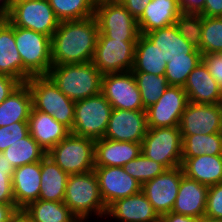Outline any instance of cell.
Returning <instances> with one entry per match:
<instances>
[{
    "label": "cell",
    "mask_w": 222,
    "mask_h": 222,
    "mask_svg": "<svg viewBox=\"0 0 222 222\" xmlns=\"http://www.w3.org/2000/svg\"><path fill=\"white\" fill-rule=\"evenodd\" d=\"M95 17L60 21L51 37L53 66L86 63L93 60L98 38Z\"/></svg>",
    "instance_id": "6da1fadb"
},
{
    "label": "cell",
    "mask_w": 222,
    "mask_h": 222,
    "mask_svg": "<svg viewBox=\"0 0 222 222\" xmlns=\"http://www.w3.org/2000/svg\"><path fill=\"white\" fill-rule=\"evenodd\" d=\"M48 76L74 102L101 93L102 77L93 62L52 66Z\"/></svg>",
    "instance_id": "7a4b0ae2"
},
{
    "label": "cell",
    "mask_w": 222,
    "mask_h": 222,
    "mask_svg": "<svg viewBox=\"0 0 222 222\" xmlns=\"http://www.w3.org/2000/svg\"><path fill=\"white\" fill-rule=\"evenodd\" d=\"M63 202L77 218L95 216L97 222L107 210L94 170L68 176Z\"/></svg>",
    "instance_id": "3957f363"
},
{
    "label": "cell",
    "mask_w": 222,
    "mask_h": 222,
    "mask_svg": "<svg viewBox=\"0 0 222 222\" xmlns=\"http://www.w3.org/2000/svg\"><path fill=\"white\" fill-rule=\"evenodd\" d=\"M14 37L22 60V83L32 76L48 75L52 65L51 37L14 26Z\"/></svg>",
    "instance_id": "277c9868"
},
{
    "label": "cell",
    "mask_w": 222,
    "mask_h": 222,
    "mask_svg": "<svg viewBox=\"0 0 222 222\" xmlns=\"http://www.w3.org/2000/svg\"><path fill=\"white\" fill-rule=\"evenodd\" d=\"M26 83L32 94L33 107L51 115L71 131L76 102L64 95L48 75L32 76Z\"/></svg>",
    "instance_id": "5b68a950"
},
{
    "label": "cell",
    "mask_w": 222,
    "mask_h": 222,
    "mask_svg": "<svg viewBox=\"0 0 222 222\" xmlns=\"http://www.w3.org/2000/svg\"><path fill=\"white\" fill-rule=\"evenodd\" d=\"M95 141L70 133L54 146L49 156L68 175L86 173L95 168Z\"/></svg>",
    "instance_id": "8992f818"
},
{
    "label": "cell",
    "mask_w": 222,
    "mask_h": 222,
    "mask_svg": "<svg viewBox=\"0 0 222 222\" xmlns=\"http://www.w3.org/2000/svg\"><path fill=\"white\" fill-rule=\"evenodd\" d=\"M94 17L101 34L121 41H137V20L118 0H96Z\"/></svg>",
    "instance_id": "52a82bcc"
},
{
    "label": "cell",
    "mask_w": 222,
    "mask_h": 222,
    "mask_svg": "<svg viewBox=\"0 0 222 222\" xmlns=\"http://www.w3.org/2000/svg\"><path fill=\"white\" fill-rule=\"evenodd\" d=\"M111 111L112 106L102 93L77 101L71 133L94 141L103 138Z\"/></svg>",
    "instance_id": "ba28073f"
},
{
    "label": "cell",
    "mask_w": 222,
    "mask_h": 222,
    "mask_svg": "<svg viewBox=\"0 0 222 222\" xmlns=\"http://www.w3.org/2000/svg\"><path fill=\"white\" fill-rule=\"evenodd\" d=\"M141 153L166 169L182 165V137L178 126L148 128L141 143Z\"/></svg>",
    "instance_id": "9c48e42d"
},
{
    "label": "cell",
    "mask_w": 222,
    "mask_h": 222,
    "mask_svg": "<svg viewBox=\"0 0 222 222\" xmlns=\"http://www.w3.org/2000/svg\"><path fill=\"white\" fill-rule=\"evenodd\" d=\"M13 26L30 29L52 37L60 20L56 17L48 0H12L6 18Z\"/></svg>",
    "instance_id": "30bf717a"
},
{
    "label": "cell",
    "mask_w": 222,
    "mask_h": 222,
    "mask_svg": "<svg viewBox=\"0 0 222 222\" xmlns=\"http://www.w3.org/2000/svg\"><path fill=\"white\" fill-rule=\"evenodd\" d=\"M137 41H121L98 33L93 64L102 74L129 72L133 68Z\"/></svg>",
    "instance_id": "8fae6325"
},
{
    "label": "cell",
    "mask_w": 222,
    "mask_h": 222,
    "mask_svg": "<svg viewBox=\"0 0 222 222\" xmlns=\"http://www.w3.org/2000/svg\"><path fill=\"white\" fill-rule=\"evenodd\" d=\"M101 93L112 109L146 111L132 71L103 74Z\"/></svg>",
    "instance_id": "7c38bea8"
},
{
    "label": "cell",
    "mask_w": 222,
    "mask_h": 222,
    "mask_svg": "<svg viewBox=\"0 0 222 222\" xmlns=\"http://www.w3.org/2000/svg\"><path fill=\"white\" fill-rule=\"evenodd\" d=\"M183 176V169L178 166L166 169L154 179L142 184L141 192L147 197L160 217L172 211Z\"/></svg>",
    "instance_id": "4fadbf2b"
},
{
    "label": "cell",
    "mask_w": 222,
    "mask_h": 222,
    "mask_svg": "<svg viewBox=\"0 0 222 222\" xmlns=\"http://www.w3.org/2000/svg\"><path fill=\"white\" fill-rule=\"evenodd\" d=\"M188 102L183 87L169 86L157 102L146 109L148 128L179 126Z\"/></svg>",
    "instance_id": "5bb4252c"
},
{
    "label": "cell",
    "mask_w": 222,
    "mask_h": 222,
    "mask_svg": "<svg viewBox=\"0 0 222 222\" xmlns=\"http://www.w3.org/2000/svg\"><path fill=\"white\" fill-rule=\"evenodd\" d=\"M181 135L222 133V105L188 102L179 122Z\"/></svg>",
    "instance_id": "9a60e30c"
},
{
    "label": "cell",
    "mask_w": 222,
    "mask_h": 222,
    "mask_svg": "<svg viewBox=\"0 0 222 222\" xmlns=\"http://www.w3.org/2000/svg\"><path fill=\"white\" fill-rule=\"evenodd\" d=\"M94 172L106 208L118 199L141 192L142 184L127 174L123 167H95Z\"/></svg>",
    "instance_id": "2e32d148"
},
{
    "label": "cell",
    "mask_w": 222,
    "mask_h": 222,
    "mask_svg": "<svg viewBox=\"0 0 222 222\" xmlns=\"http://www.w3.org/2000/svg\"><path fill=\"white\" fill-rule=\"evenodd\" d=\"M147 130L146 111L112 109L103 138L142 143Z\"/></svg>",
    "instance_id": "e0dca14e"
},
{
    "label": "cell",
    "mask_w": 222,
    "mask_h": 222,
    "mask_svg": "<svg viewBox=\"0 0 222 222\" xmlns=\"http://www.w3.org/2000/svg\"><path fill=\"white\" fill-rule=\"evenodd\" d=\"M102 220L114 219L115 222H155L161 217L153 209L147 197L139 192L138 194L118 199L111 203L106 214L100 217Z\"/></svg>",
    "instance_id": "ac0fdd59"
},
{
    "label": "cell",
    "mask_w": 222,
    "mask_h": 222,
    "mask_svg": "<svg viewBox=\"0 0 222 222\" xmlns=\"http://www.w3.org/2000/svg\"><path fill=\"white\" fill-rule=\"evenodd\" d=\"M157 47L163 61L178 58H202V53L186 41L175 24L144 34Z\"/></svg>",
    "instance_id": "d6986e66"
},
{
    "label": "cell",
    "mask_w": 222,
    "mask_h": 222,
    "mask_svg": "<svg viewBox=\"0 0 222 222\" xmlns=\"http://www.w3.org/2000/svg\"><path fill=\"white\" fill-rule=\"evenodd\" d=\"M183 89L187 93L189 102L195 104H218L222 102V90L203 61L188 75Z\"/></svg>",
    "instance_id": "ffe728a7"
},
{
    "label": "cell",
    "mask_w": 222,
    "mask_h": 222,
    "mask_svg": "<svg viewBox=\"0 0 222 222\" xmlns=\"http://www.w3.org/2000/svg\"><path fill=\"white\" fill-rule=\"evenodd\" d=\"M12 191L17 209H24L40 195L41 161L14 169Z\"/></svg>",
    "instance_id": "44dd1931"
},
{
    "label": "cell",
    "mask_w": 222,
    "mask_h": 222,
    "mask_svg": "<svg viewBox=\"0 0 222 222\" xmlns=\"http://www.w3.org/2000/svg\"><path fill=\"white\" fill-rule=\"evenodd\" d=\"M208 188L184 175L180 181L172 212L202 219L205 216Z\"/></svg>",
    "instance_id": "7402d4cb"
},
{
    "label": "cell",
    "mask_w": 222,
    "mask_h": 222,
    "mask_svg": "<svg viewBox=\"0 0 222 222\" xmlns=\"http://www.w3.org/2000/svg\"><path fill=\"white\" fill-rule=\"evenodd\" d=\"M28 123L30 135L46 153L71 133L66 126L57 122L51 115L36 110L33 106Z\"/></svg>",
    "instance_id": "603a6c76"
},
{
    "label": "cell",
    "mask_w": 222,
    "mask_h": 222,
    "mask_svg": "<svg viewBox=\"0 0 222 222\" xmlns=\"http://www.w3.org/2000/svg\"><path fill=\"white\" fill-rule=\"evenodd\" d=\"M141 153V143L101 138L95 141V167H123Z\"/></svg>",
    "instance_id": "cb8c5ba5"
},
{
    "label": "cell",
    "mask_w": 222,
    "mask_h": 222,
    "mask_svg": "<svg viewBox=\"0 0 222 222\" xmlns=\"http://www.w3.org/2000/svg\"><path fill=\"white\" fill-rule=\"evenodd\" d=\"M184 175L208 187L222 183V155L182 157Z\"/></svg>",
    "instance_id": "d4e9b609"
},
{
    "label": "cell",
    "mask_w": 222,
    "mask_h": 222,
    "mask_svg": "<svg viewBox=\"0 0 222 222\" xmlns=\"http://www.w3.org/2000/svg\"><path fill=\"white\" fill-rule=\"evenodd\" d=\"M180 14L177 0H152L137 20L140 34L173 25Z\"/></svg>",
    "instance_id": "484cf974"
},
{
    "label": "cell",
    "mask_w": 222,
    "mask_h": 222,
    "mask_svg": "<svg viewBox=\"0 0 222 222\" xmlns=\"http://www.w3.org/2000/svg\"><path fill=\"white\" fill-rule=\"evenodd\" d=\"M0 74L22 83V60L15 42L14 26L7 19H0Z\"/></svg>",
    "instance_id": "4316f807"
},
{
    "label": "cell",
    "mask_w": 222,
    "mask_h": 222,
    "mask_svg": "<svg viewBox=\"0 0 222 222\" xmlns=\"http://www.w3.org/2000/svg\"><path fill=\"white\" fill-rule=\"evenodd\" d=\"M32 106L30 88L27 83H21L0 104V127L16 122H28Z\"/></svg>",
    "instance_id": "83f0119b"
},
{
    "label": "cell",
    "mask_w": 222,
    "mask_h": 222,
    "mask_svg": "<svg viewBox=\"0 0 222 222\" xmlns=\"http://www.w3.org/2000/svg\"><path fill=\"white\" fill-rule=\"evenodd\" d=\"M68 174L49 156L41 160V184L39 199L43 201L63 202Z\"/></svg>",
    "instance_id": "f1b7e54d"
},
{
    "label": "cell",
    "mask_w": 222,
    "mask_h": 222,
    "mask_svg": "<svg viewBox=\"0 0 222 222\" xmlns=\"http://www.w3.org/2000/svg\"><path fill=\"white\" fill-rule=\"evenodd\" d=\"M167 62L163 61L154 44L144 35L140 34L136 42L133 73H149L165 75Z\"/></svg>",
    "instance_id": "f546056e"
},
{
    "label": "cell",
    "mask_w": 222,
    "mask_h": 222,
    "mask_svg": "<svg viewBox=\"0 0 222 222\" xmlns=\"http://www.w3.org/2000/svg\"><path fill=\"white\" fill-rule=\"evenodd\" d=\"M24 211L32 222H76L77 219L64 202L38 199L28 204Z\"/></svg>",
    "instance_id": "4dcf8cb0"
},
{
    "label": "cell",
    "mask_w": 222,
    "mask_h": 222,
    "mask_svg": "<svg viewBox=\"0 0 222 222\" xmlns=\"http://www.w3.org/2000/svg\"><path fill=\"white\" fill-rule=\"evenodd\" d=\"M2 153L14 168L41 161L47 155L30 134L10 145Z\"/></svg>",
    "instance_id": "1f68e13d"
},
{
    "label": "cell",
    "mask_w": 222,
    "mask_h": 222,
    "mask_svg": "<svg viewBox=\"0 0 222 222\" xmlns=\"http://www.w3.org/2000/svg\"><path fill=\"white\" fill-rule=\"evenodd\" d=\"M182 157L222 155V133L181 135Z\"/></svg>",
    "instance_id": "d6a6232c"
},
{
    "label": "cell",
    "mask_w": 222,
    "mask_h": 222,
    "mask_svg": "<svg viewBox=\"0 0 222 222\" xmlns=\"http://www.w3.org/2000/svg\"><path fill=\"white\" fill-rule=\"evenodd\" d=\"M60 21L93 17L96 0H48Z\"/></svg>",
    "instance_id": "836d02e7"
},
{
    "label": "cell",
    "mask_w": 222,
    "mask_h": 222,
    "mask_svg": "<svg viewBox=\"0 0 222 222\" xmlns=\"http://www.w3.org/2000/svg\"><path fill=\"white\" fill-rule=\"evenodd\" d=\"M141 93L143 107L146 110L154 105L169 87L165 75L133 73Z\"/></svg>",
    "instance_id": "e575fe53"
},
{
    "label": "cell",
    "mask_w": 222,
    "mask_h": 222,
    "mask_svg": "<svg viewBox=\"0 0 222 222\" xmlns=\"http://www.w3.org/2000/svg\"><path fill=\"white\" fill-rule=\"evenodd\" d=\"M202 54H222V17L203 16Z\"/></svg>",
    "instance_id": "d590c367"
},
{
    "label": "cell",
    "mask_w": 222,
    "mask_h": 222,
    "mask_svg": "<svg viewBox=\"0 0 222 222\" xmlns=\"http://www.w3.org/2000/svg\"><path fill=\"white\" fill-rule=\"evenodd\" d=\"M123 168L127 174L141 184L154 179L166 170L162 164L145 157L142 153L126 163Z\"/></svg>",
    "instance_id": "8d00e7d4"
},
{
    "label": "cell",
    "mask_w": 222,
    "mask_h": 222,
    "mask_svg": "<svg viewBox=\"0 0 222 222\" xmlns=\"http://www.w3.org/2000/svg\"><path fill=\"white\" fill-rule=\"evenodd\" d=\"M175 26L177 27L179 34L200 51L203 16L201 14L181 13L175 21Z\"/></svg>",
    "instance_id": "74e56055"
},
{
    "label": "cell",
    "mask_w": 222,
    "mask_h": 222,
    "mask_svg": "<svg viewBox=\"0 0 222 222\" xmlns=\"http://www.w3.org/2000/svg\"><path fill=\"white\" fill-rule=\"evenodd\" d=\"M202 62V58H178L167 62L165 77L169 86L184 87L188 75Z\"/></svg>",
    "instance_id": "f35d334b"
},
{
    "label": "cell",
    "mask_w": 222,
    "mask_h": 222,
    "mask_svg": "<svg viewBox=\"0 0 222 222\" xmlns=\"http://www.w3.org/2000/svg\"><path fill=\"white\" fill-rule=\"evenodd\" d=\"M29 134L28 122H16L0 127V152Z\"/></svg>",
    "instance_id": "ab89813d"
},
{
    "label": "cell",
    "mask_w": 222,
    "mask_h": 222,
    "mask_svg": "<svg viewBox=\"0 0 222 222\" xmlns=\"http://www.w3.org/2000/svg\"><path fill=\"white\" fill-rule=\"evenodd\" d=\"M205 216L222 219V183L208 188Z\"/></svg>",
    "instance_id": "60d3db41"
},
{
    "label": "cell",
    "mask_w": 222,
    "mask_h": 222,
    "mask_svg": "<svg viewBox=\"0 0 222 222\" xmlns=\"http://www.w3.org/2000/svg\"><path fill=\"white\" fill-rule=\"evenodd\" d=\"M202 61L222 90V54H202Z\"/></svg>",
    "instance_id": "b9f144b4"
},
{
    "label": "cell",
    "mask_w": 222,
    "mask_h": 222,
    "mask_svg": "<svg viewBox=\"0 0 222 222\" xmlns=\"http://www.w3.org/2000/svg\"><path fill=\"white\" fill-rule=\"evenodd\" d=\"M11 178L6 170H0V204H15Z\"/></svg>",
    "instance_id": "7bdbcfd3"
},
{
    "label": "cell",
    "mask_w": 222,
    "mask_h": 222,
    "mask_svg": "<svg viewBox=\"0 0 222 222\" xmlns=\"http://www.w3.org/2000/svg\"><path fill=\"white\" fill-rule=\"evenodd\" d=\"M125 8L126 10L136 19L138 20L143 12L146 6L152 1V0H118Z\"/></svg>",
    "instance_id": "ee69618b"
},
{
    "label": "cell",
    "mask_w": 222,
    "mask_h": 222,
    "mask_svg": "<svg viewBox=\"0 0 222 222\" xmlns=\"http://www.w3.org/2000/svg\"><path fill=\"white\" fill-rule=\"evenodd\" d=\"M21 83L10 76L0 74V104L20 85Z\"/></svg>",
    "instance_id": "f6af8a7d"
},
{
    "label": "cell",
    "mask_w": 222,
    "mask_h": 222,
    "mask_svg": "<svg viewBox=\"0 0 222 222\" xmlns=\"http://www.w3.org/2000/svg\"><path fill=\"white\" fill-rule=\"evenodd\" d=\"M182 14H201L204 11L205 0H177Z\"/></svg>",
    "instance_id": "bcb514c9"
},
{
    "label": "cell",
    "mask_w": 222,
    "mask_h": 222,
    "mask_svg": "<svg viewBox=\"0 0 222 222\" xmlns=\"http://www.w3.org/2000/svg\"><path fill=\"white\" fill-rule=\"evenodd\" d=\"M202 16L222 17V0H205Z\"/></svg>",
    "instance_id": "7dc6e473"
},
{
    "label": "cell",
    "mask_w": 222,
    "mask_h": 222,
    "mask_svg": "<svg viewBox=\"0 0 222 222\" xmlns=\"http://www.w3.org/2000/svg\"><path fill=\"white\" fill-rule=\"evenodd\" d=\"M162 222H200L201 219L193 218L183 214L168 212L161 216Z\"/></svg>",
    "instance_id": "c3c4849f"
},
{
    "label": "cell",
    "mask_w": 222,
    "mask_h": 222,
    "mask_svg": "<svg viewBox=\"0 0 222 222\" xmlns=\"http://www.w3.org/2000/svg\"><path fill=\"white\" fill-rule=\"evenodd\" d=\"M8 222H32V220L24 209H16L9 217Z\"/></svg>",
    "instance_id": "681fc988"
},
{
    "label": "cell",
    "mask_w": 222,
    "mask_h": 222,
    "mask_svg": "<svg viewBox=\"0 0 222 222\" xmlns=\"http://www.w3.org/2000/svg\"><path fill=\"white\" fill-rule=\"evenodd\" d=\"M16 209L15 204H0V221H8Z\"/></svg>",
    "instance_id": "f907efd6"
},
{
    "label": "cell",
    "mask_w": 222,
    "mask_h": 222,
    "mask_svg": "<svg viewBox=\"0 0 222 222\" xmlns=\"http://www.w3.org/2000/svg\"><path fill=\"white\" fill-rule=\"evenodd\" d=\"M12 7V0H0V19H6Z\"/></svg>",
    "instance_id": "816d5d0a"
},
{
    "label": "cell",
    "mask_w": 222,
    "mask_h": 222,
    "mask_svg": "<svg viewBox=\"0 0 222 222\" xmlns=\"http://www.w3.org/2000/svg\"><path fill=\"white\" fill-rule=\"evenodd\" d=\"M14 169L15 168L7 160V157H5L2 152H0V170H6L12 176Z\"/></svg>",
    "instance_id": "f5cc1de1"
},
{
    "label": "cell",
    "mask_w": 222,
    "mask_h": 222,
    "mask_svg": "<svg viewBox=\"0 0 222 222\" xmlns=\"http://www.w3.org/2000/svg\"><path fill=\"white\" fill-rule=\"evenodd\" d=\"M200 222H222V219L204 216Z\"/></svg>",
    "instance_id": "db71d44e"
},
{
    "label": "cell",
    "mask_w": 222,
    "mask_h": 222,
    "mask_svg": "<svg viewBox=\"0 0 222 222\" xmlns=\"http://www.w3.org/2000/svg\"><path fill=\"white\" fill-rule=\"evenodd\" d=\"M90 217H78L76 219V222H88V221H91Z\"/></svg>",
    "instance_id": "11a10c76"
}]
</instances>
